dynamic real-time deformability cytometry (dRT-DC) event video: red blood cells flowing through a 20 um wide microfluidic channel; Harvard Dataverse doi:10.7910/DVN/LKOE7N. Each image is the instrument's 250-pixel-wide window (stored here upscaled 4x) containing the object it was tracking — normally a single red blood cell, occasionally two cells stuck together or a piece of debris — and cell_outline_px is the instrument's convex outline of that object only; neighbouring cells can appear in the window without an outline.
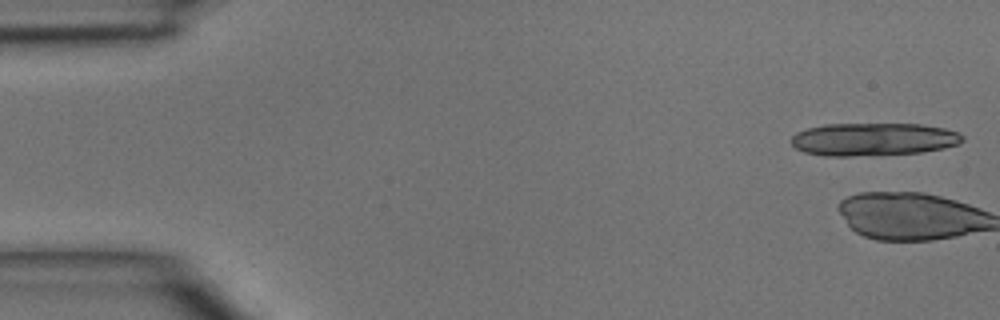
{"species": "common noctule bat (a hibernating species)", "species_latin": "Nyctalus noctula", "temperature_condition": "room temperature", "stored_images_in_passage": 3, "camera_frame_rate_fps": 3000, "um_per_image_px": 0.085, "animal": {"sex": "male", "body_mass_g": 15.6}, "frame": {"image": 1, "passage_image": 1, "time_ms": 0.0, "image_size_px": [1000, 320], "cell_outline_px": [[964, 140], [960, 144], [944, 148], [920, 152], [848, 156], [824, 156], [804, 152], [796, 148], [792, 144], [792, 136], [796, 132], [808, 128], [824, 124], [920, 124], [944, 128], [956, 132], [964, 136]], "centroid_in_image_um": [74.24, 11.83], "position_along_channel_um": 10.8, "area_um2": 32.71}}